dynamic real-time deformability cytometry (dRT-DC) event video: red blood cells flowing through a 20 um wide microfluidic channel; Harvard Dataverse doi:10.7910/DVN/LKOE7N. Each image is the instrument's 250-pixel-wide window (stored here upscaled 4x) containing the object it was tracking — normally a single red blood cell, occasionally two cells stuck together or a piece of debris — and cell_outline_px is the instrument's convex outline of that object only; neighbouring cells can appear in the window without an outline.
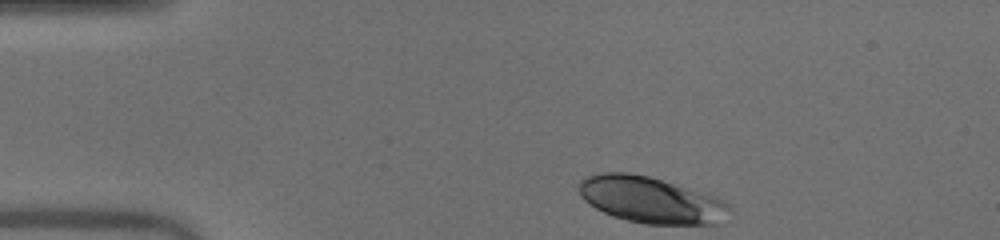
{"species": "human", "species_latin": "Homo sapiens", "temperature_condition": "warm", "stored_images_in_passage": 42, "camera_frame_rate_fps": 3000, "um_per_image_px": 0.085, "donor": {"sex": "male"}, "frame": {"image": 1, "passage_image": 1, "time_ms": 0.0, "image_size_px": [1000, 240], "cell_outline_px": [[732, 212], [720, 224], [644, 224], [612, 216], [596, 208], [584, 200], [580, 196], [576, 188], [580, 180], [588, 176], [604, 172], [628, 172], [648, 176], [716, 196], [732, 204]], "centroid_in_image_um": [55.36, 17.0], "position_along_channel_um": 29.6, "area_um2": 41.04}}
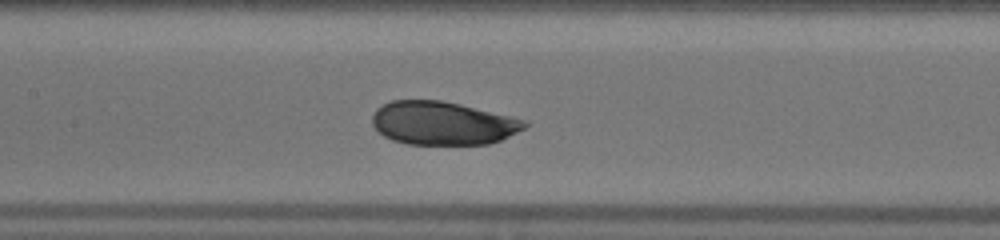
{"frame": {"image": 2, "passage_image": 16, "time_ms": 5.0, "image_size_px": [1000, 240], "cell_outline_px": [[528, 124], [524, 128], [500, 140], [488, 144], [408, 144], [392, 140], [384, 136], [372, 124], [372, 116], [376, 108], [392, 100], [440, 100], [460, 104], [528, 120]], "centroid_in_image_um": [37.62, 10.46], "position_along_channel_um": 169.8, "area_um2": 38.38}}
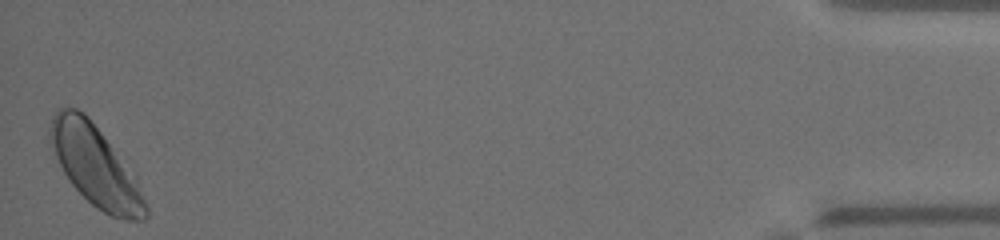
{"frame": {"image": 3, "passage_image": 42, "time_ms": 13.667, "image_size_px": [1000, 240], "cell_outline_px": [[148, 216], [144, 220], [124, 220], [112, 216], [96, 208], [72, 184], [64, 172], [48, 140], [48, 128], [52, 116], [60, 108], [76, 108], [84, 112], [88, 116], [100, 132], [136, 184], [148, 208]], "centroid_in_image_um": [8.02, 14.1], "position_along_channel_um": 427.2, "area_um2": 42.83}, "authors_computed_cell_mechanics": {"area_um2": 39.7953, "velocity_mm_per_s": 4.0222, "shape_relaxation_time_tau1_ms": 2.4622, "shape_relaxation_time_tau2_ms": null, "deformation_change_tau1": 0.085, "deformation_change_tau2": null}}